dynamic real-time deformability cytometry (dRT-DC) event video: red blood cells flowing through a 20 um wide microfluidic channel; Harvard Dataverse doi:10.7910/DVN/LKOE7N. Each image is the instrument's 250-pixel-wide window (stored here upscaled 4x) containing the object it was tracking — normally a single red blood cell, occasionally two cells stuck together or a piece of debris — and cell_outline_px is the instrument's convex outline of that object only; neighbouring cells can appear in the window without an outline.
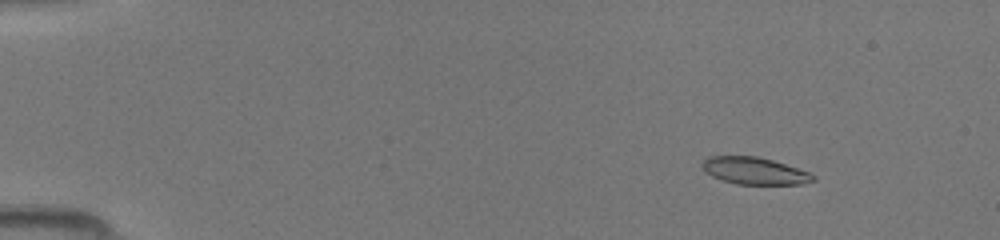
{"species": "common noctule bat (a hibernating species)", "species_latin": "Nyctalus noctula", "temperature_condition": "room temperature", "stored_images_in_passage": 48, "camera_frame_rate_fps": 3000, "um_per_image_px": 0.085, "animal": {"sex": "female", "body_mass_g": 19.5, "forearm_length_mm": 54.1}, "frame": {"image": 1, "passage_image": 6, "time_ms": 1.667, "image_size_px": [1000, 240], "cell_outline_px": [[816, 180], [800, 184], [736, 184], [712, 176], [704, 172], [704, 160], [708, 156], [756, 156], [772, 160], [808, 172], [816, 176]], "centroid_in_image_um": [64.14, 14.52], "position_along_channel_um": 20.9, "area_um2": 17.22}}
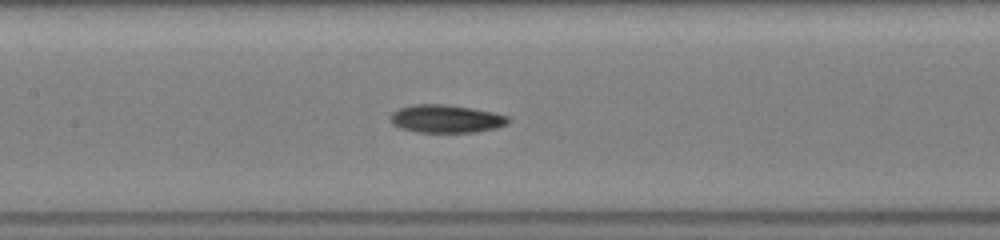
{"frame": {"image": 2, "passage_image": 24, "time_ms": 7.667, "image_size_px": [1000, 240], "cell_outline_px": [[512, 120], [508, 124], [496, 128], [476, 132], [416, 132], [400, 128], [392, 124], [388, 116], [392, 112], [400, 108], [412, 104], [444, 104], [472, 108], [492, 112], [508, 116]], "centroid_in_image_um": [37.91, 10.1], "position_along_channel_um": 169.5, "area_um2": 19.42}}
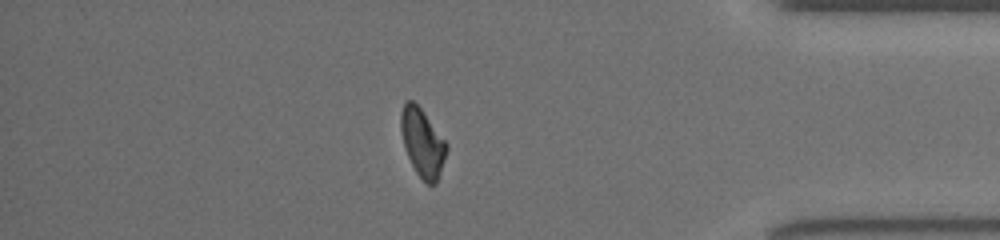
{"frame": {"image": 3, "passage_image": 42, "time_ms": 13.667, "image_size_px": [1000, 240], "cell_outline_px": [[448, 148], [436, 184], [428, 184], [416, 172], [408, 156], [404, 144], [400, 128], [400, 112], [404, 104], [408, 100], [412, 100], [424, 112], [448, 144]], "centroid_in_image_um": [35.91, 12.11], "position_along_channel_um": 399.3, "area_um2": 17.86}}